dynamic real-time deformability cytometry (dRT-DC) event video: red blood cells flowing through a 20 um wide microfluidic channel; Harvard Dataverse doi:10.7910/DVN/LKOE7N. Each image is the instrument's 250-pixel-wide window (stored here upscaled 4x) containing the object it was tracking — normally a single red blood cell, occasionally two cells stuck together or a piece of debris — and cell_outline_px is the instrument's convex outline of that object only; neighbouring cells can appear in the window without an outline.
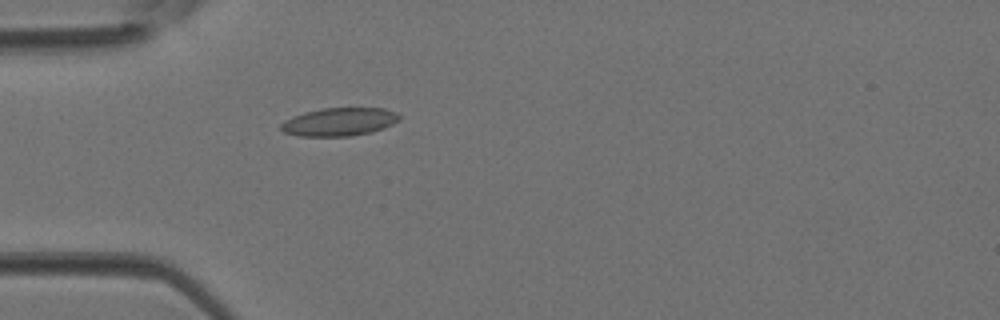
{"species": "Egyptian fruit bat (a non-hibernating species)", "species_latin": "Rousettus aegyptiacus", "temperature_condition": "room temperature", "stored_images_in_passage": 3, "camera_frame_rate_fps": 3000, "um_per_image_px": 0.085, "animal": {"sex": "female"}, "frame": {"image": 1, "passage_image": 3, "time_ms": 0.667, "image_size_px": [1000, 320], "cell_outline_px": [[400, 120], [392, 124], [372, 132], [348, 136], [296, 136], [284, 132], [280, 128], [280, 124], [284, 120], [292, 116], [304, 112], [320, 108], [384, 108], [396, 112], [400, 116]], "centroid_in_image_um": [28.81, 10.35], "position_along_channel_um": 56.2, "area_um2": 19.54}}